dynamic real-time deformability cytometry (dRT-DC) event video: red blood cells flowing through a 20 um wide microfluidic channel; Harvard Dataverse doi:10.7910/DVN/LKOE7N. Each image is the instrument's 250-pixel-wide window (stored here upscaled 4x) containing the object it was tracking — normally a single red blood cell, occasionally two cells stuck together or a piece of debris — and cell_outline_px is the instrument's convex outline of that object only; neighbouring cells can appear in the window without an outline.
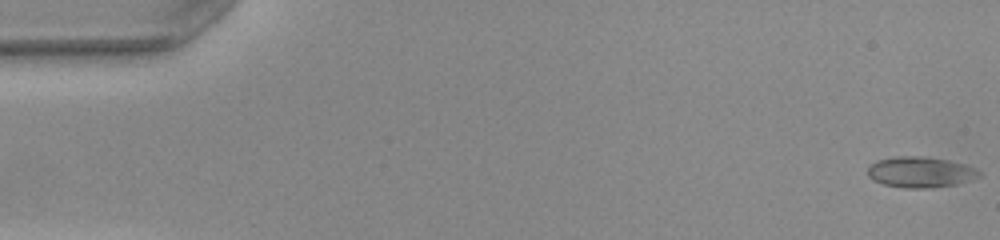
{"species": "common noctule bat (a hibernating species)", "species_latin": "Nyctalus noctula", "temperature_condition": "warm", "stored_images_in_passage": 46, "camera_frame_rate_fps": 3000, "um_per_image_px": 0.085, "animal": {"sex": "female", "body_mass_g": 22.0, "forearm_length_mm": 56.7}, "frame": {"image": 1, "passage_image": 1, "time_ms": 0.0, "image_size_px": [1000, 240], "cell_outline_px": [[980, 176], [956, 184], [928, 188], [904, 188], [884, 184], [872, 180], [868, 176], [868, 168], [876, 160], [896, 156], [924, 156], [948, 160], [964, 164], [976, 168], [980, 172]], "centroid_in_image_um": [78.21, 14.62], "position_along_channel_um": 6.8, "area_um2": 19.94}}
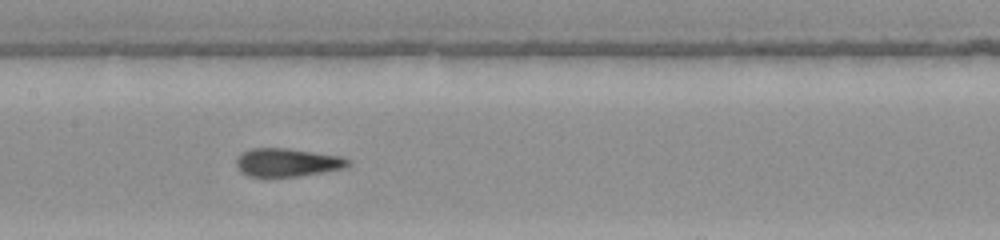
{"frame": {"image": 2, "passage_image": 25, "time_ms": 8.0, "image_size_px": [1000, 240], "cell_outline_px": [[352, 164], [344, 168], [324, 172], [296, 176], [248, 176], [240, 172], [236, 168], [236, 156], [240, 152], [252, 148], [288, 148], [344, 156], [352, 160]], "centroid_in_image_um": [24.43, 13.79], "position_along_channel_um": 183.0, "area_um2": 18.79}}
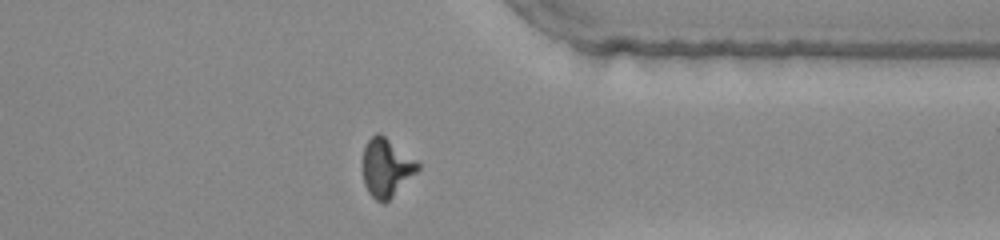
{"frame": {"image": 3, "passage_image": 40, "time_ms": 13.0, "image_size_px": [1000, 240], "cell_outline_px": [[420, 168], [384, 204], [376, 200], [368, 192], [364, 184], [364, 148], [368, 140], [376, 132], [380, 132], [416, 160], [420, 164]], "centroid_in_image_um": [32.84, 14.23], "position_along_channel_um": 378.6, "area_um2": 18.32}, "authors_computed_cell_mechanics": {"area_um2": 18.785, "velocity_mm_per_s": 4.0659, "shape_relaxation_time_tau1_ms": 8.2824, "shape_relaxation_time_tau2_ms": 1.3356, "deformation_change_tau1": 0.2498, "deformation_change_tau2": 0.0788}}